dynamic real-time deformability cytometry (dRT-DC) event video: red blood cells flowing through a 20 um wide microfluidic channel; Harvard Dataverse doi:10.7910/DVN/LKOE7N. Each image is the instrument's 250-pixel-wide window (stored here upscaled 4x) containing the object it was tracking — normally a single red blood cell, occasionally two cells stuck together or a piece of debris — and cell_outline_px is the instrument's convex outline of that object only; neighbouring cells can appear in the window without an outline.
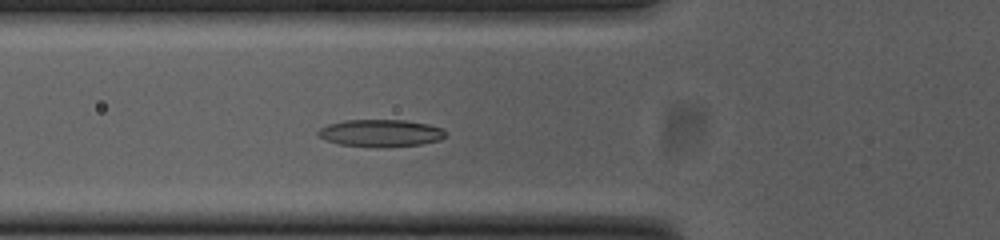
{"species": "common noctule bat (a hibernating species)", "species_latin": "Nyctalus noctula", "temperature_condition": "cold", "stored_images_in_passage": 49, "camera_frame_rate_fps": 3000, "um_per_image_px": 0.085, "animal": {"sex": "female", "body_mass_g": 23.0, "forearm_length_mm": 53.4}, "frame": {"image": 1, "passage_image": 15, "time_ms": 4.667, "image_size_px": [1000, 240], "cell_outline_px": [[444, 136], [440, 140], [420, 144], [380, 148], [376, 148], [340, 144], [328, 140], [320, 136], [316, 132], [320, 128], [328, 124], [344, 120], [404, 120], [428, 124], [444, 128]], "centroid_in_image_um": [32.36, 11.31], "position_along_channel_um": 93.4, "area_um2": 20.23}}
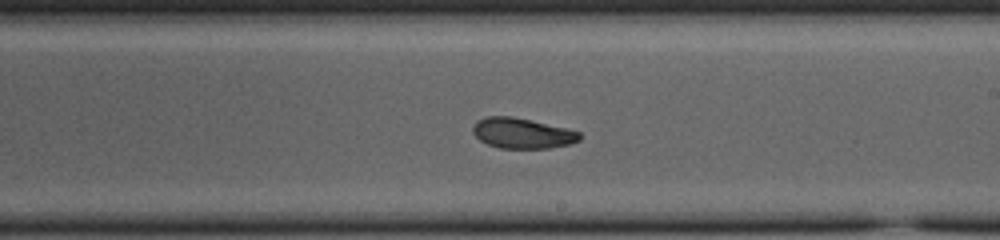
{"frame": {"image": 2, "passage_image": 27, "time_ms": 8.667, "image_size_px": [1000, 240], "cell_outline_px": [[580, 140], [568, 144], [548, 148], [500, 148], [488, 144], [480, 140], [472, 132], [472, 128], [476, 120], [484, 116], [512, 116], [564, 128], [580, 132]], "centroid_in_image_um": [44.33, 11.32], "position_along_channel_um": 244.7, "area_um2": 18.73}}
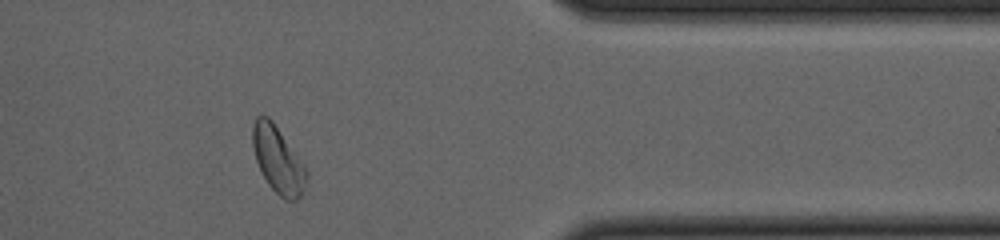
{"frame": {"image": 3, "passage_image": 40, "time_ms": 13.0, "image_size_px": [1000, 240], "cell_outline_px": [[308, 176], [304, 188], [300, 196], [296, 200], [284, 200], [268, 184], [256, 160], [252, 144], [252, 124], [256, 116], [268, 116], [272, 120], [304, 164], [308, 172]], "centroid_in_image_um": [23.63, 13.57], "position_along_channel_um": 387.8, "area_um2": 20.75}, "authors_computed_cell_mechanics": {"area_um2": 19.5364, "velocity_mm_per_s": 3.779, "shape_relaxation_time_tau1_ms": 4.1144, "shape_relaxation_time_tau2_ms": 3.2725, "deformation_change_tau1": 0.1452, "deformation_change_tau2": 0.0806}}